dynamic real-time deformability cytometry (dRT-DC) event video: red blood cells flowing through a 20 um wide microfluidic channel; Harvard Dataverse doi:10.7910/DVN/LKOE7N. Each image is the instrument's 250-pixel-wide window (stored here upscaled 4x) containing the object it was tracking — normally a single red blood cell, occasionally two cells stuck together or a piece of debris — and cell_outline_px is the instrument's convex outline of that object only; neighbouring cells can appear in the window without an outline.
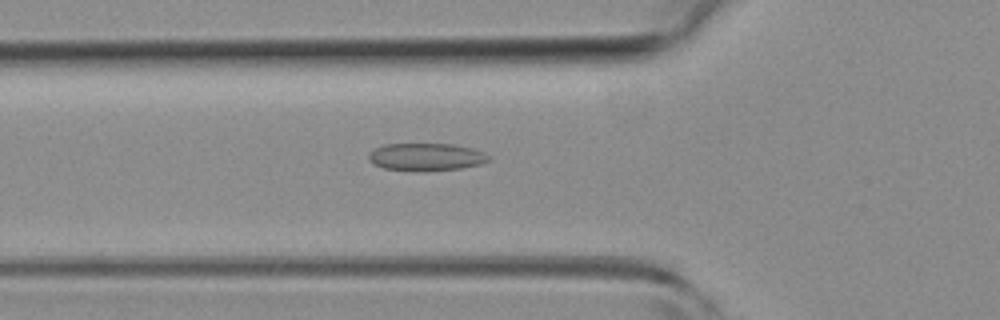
{"species": "common noctule bat (a hibernating species)", "species_latin": "Nyctalus noctula", "temperature_condition": "room temperature", "stored_images_in_passage": 34, "camera_frame_rate_fps": 3000, "um_per_image_px": 0.085, "animal": {"sex": "female", "body_mass_g": 19.3, "forearm_length_mm": 54.1}, "frame": {"image": 1, "passage_image": 9, "time_ms": 2.667, "image_size_px": [1000, 320], "cell_outline_px": [[492, 160], [480, 164], [460, 168], [416, 172], [412, 172], [384, 168], [372, 164], [368, 160], [368, 156], [376, 148], [384, 144], [452, 144], [472, 148], [484, 152]], "centroid_in_image_um": [36.21, 13.35], "position_along_channel_um": 89.6, "area_um2": 19.42}}
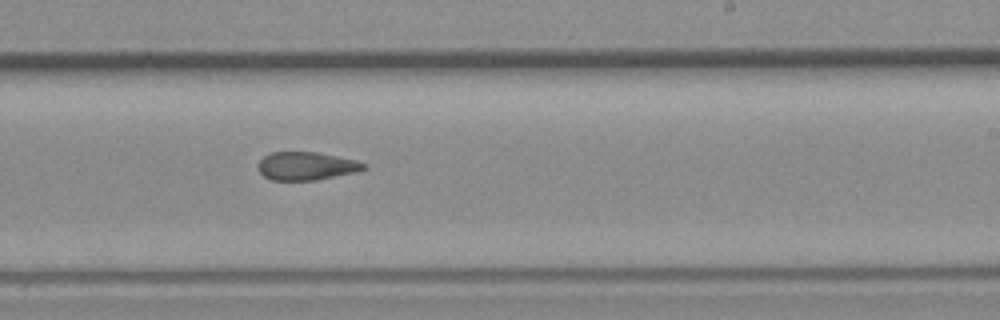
{"frame": {"image": 2, "passage_image": 22, "time_ms": 7.0, "image_size_px": [1000, 320], "cell_outline_px": [[368, 168], [352, 172], [316, 180], [272, 180], [264, 176], [256, 168], [260, 160], [264, 156], [272, 152], [316, 152], [356, 160], [368, 164]], "centroid_in_image_um": [26.02, 14.1], "position_along_channel_um": 263.0, "area_um2": 17.22}}
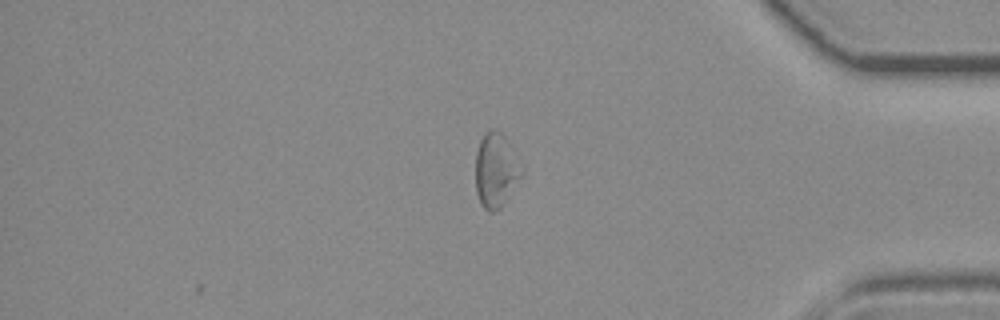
{"frame": {"image": 3, "passage_image": 34, "time_ms": 11.0, "image_size_px": [1000, 320], "cell_outline_px": [[524, 172], [504, 204], [496, 212], [488, 212], [480, 204], [476, 192], [476, 152], [480, 140], [484, 132], [488, 128], [492, 128], [500, 132], [508, 140], [524, 168]], "centroid_in_image_um": [42.16, 14.46], "position_along_channel_um": 393.0, "area_um2": 20.4}, "authors_computed_cell_mechanics": {"area_um2": 18.5249, "velocity_mm_per_s": 4.0047, "shape_relaxation_time_tau1_ms": null, "shape_relaxation_time_tau2_ms": 2.6919, "deformation_change_tau1": null, "deformation_change_tau2": 0.1139}}